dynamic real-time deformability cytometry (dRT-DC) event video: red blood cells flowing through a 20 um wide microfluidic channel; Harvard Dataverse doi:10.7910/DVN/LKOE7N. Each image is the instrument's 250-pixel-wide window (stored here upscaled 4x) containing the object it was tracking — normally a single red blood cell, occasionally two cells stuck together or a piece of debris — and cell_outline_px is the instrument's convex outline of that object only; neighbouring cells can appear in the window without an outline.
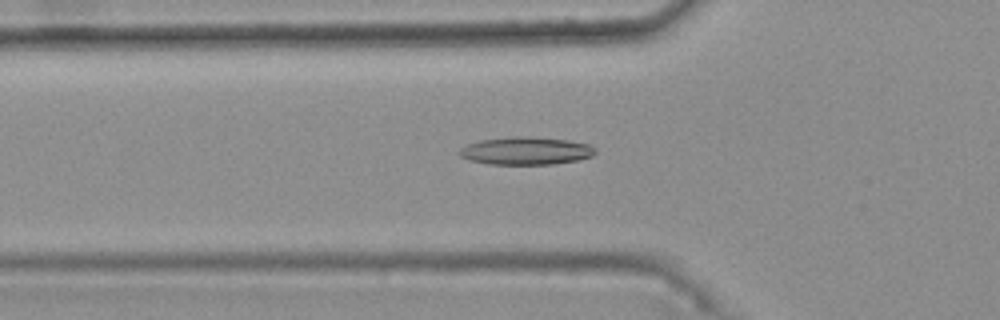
{"species": "common noctule bat (a hibernating species)", "species_latin": "Nyctalus noctula", "temperature_condition": "warm", "stored_images_in_passage": 42, "camera_frame_rate_fps": 3000, "um_per_image_px": 0.085, "animal": {"sex": "female", "body_mass_g": 25.1}, "frame": {"image": 1, "passage_image": 13, "time_ms": 4.0, "image_size_px": [1000, 320], "cell_outline_px": [[596, 152], [592, 156], [580, 160], [552, 164], [488, 164], [468, 160], [460, 156], [456, 152], [460, 148], [468, 144], [480, 140], [512, 136], [528, 136], [568, 140], [588, 144], [596, 148]], "centroid_in_image_um": [44.68, 12.82], "position_along_channel_um": 81.1, "area_um2": 22.2}}
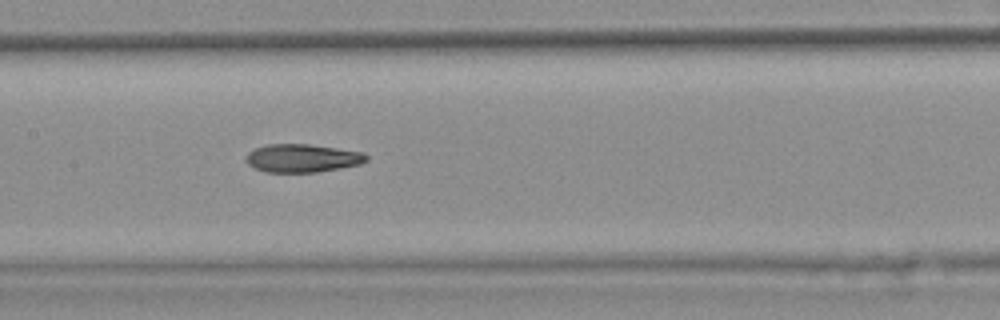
{"frame": {"image": 2, "passage_image": 21, "time_ms": 6.667, "image_size_px": [1000, 320], "cell_outline_px": [[368, 160], [360, 164], [340, 168], [316, 172], [264, 172], [248, 164], [244, 160], [248, 152], [252, 148], [268, 144], [308, 144], [364, 152], [368, 156]], "centroid_in_image_um": [25.67, 13.44], "position_along_channel_um": 181.7, "area_um2": 19.88}}
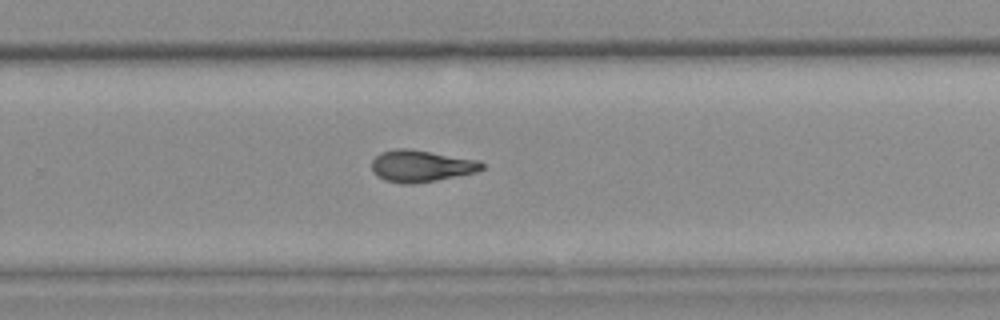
{"frame": {"image": 3, "passage_image": 30, "time_ms": 9.667, "image_size_px": [1000, 320], "cell_outline_px": [[484, 168], [476, 172], [436, 180], [412, 184], [400, 184], [384, 180], [376, 176], [372, 172], [372, 160], [380, 152], [396, 148], [408, 148], [480, 160], [484, 164]], "centroid_in_image_um": [35.77, 14.11], "position_along_channel_um": 294.0, "area_um2": 20.58}, "authors_computed_cell_mechanics": {"area_um2": 20.0855, "velocity_mm_per_s": 3.7539, "shape_relaxation_time_tau1_ms": null, "shape_relaxation_time_tau2_ms": 3.396, "deformation_change_tau1": null, "deformation_change_tau2": 0.1274}}